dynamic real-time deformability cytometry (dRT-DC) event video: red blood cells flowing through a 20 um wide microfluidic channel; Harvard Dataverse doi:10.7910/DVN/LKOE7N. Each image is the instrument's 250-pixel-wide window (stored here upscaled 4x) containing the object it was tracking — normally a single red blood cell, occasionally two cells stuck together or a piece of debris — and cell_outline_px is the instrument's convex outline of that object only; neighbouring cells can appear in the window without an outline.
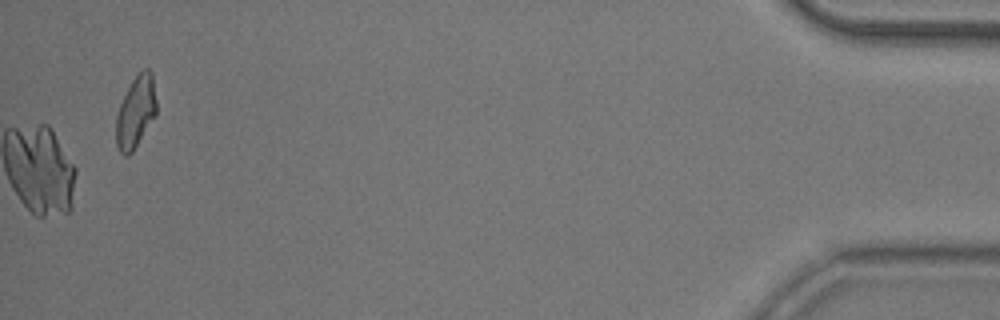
{"species": "common noctule bat (a hibernating species)", "species_latin": "Nyctalus noctula", "temperature_condition": "room temperature", "stored_images_in_passage": 54, "camera_frame_rate_fps": 3000, "um_per_image_px": 0.085, "animal": {"sex": "male", "body_mass_g": 20.5, "forearm_length_mm": 52.5}, "frame": {"image": 1, "passage_image": 54, "time_ms": 17.667, "image_size_px": [1000, 320], "cell_outline_px": [[156, 116], [132, 152], [128, 156], [124, 156], [120, 152], [116, 144], [116, 116], [120, 104], [132, 80], [144, 68], [148, 68], [152, 72], [156, 100]], "centroid_in_image_um": [11.54, 9.53], "position_along_channel_um": 423.7, "area_um2": 16.88}}